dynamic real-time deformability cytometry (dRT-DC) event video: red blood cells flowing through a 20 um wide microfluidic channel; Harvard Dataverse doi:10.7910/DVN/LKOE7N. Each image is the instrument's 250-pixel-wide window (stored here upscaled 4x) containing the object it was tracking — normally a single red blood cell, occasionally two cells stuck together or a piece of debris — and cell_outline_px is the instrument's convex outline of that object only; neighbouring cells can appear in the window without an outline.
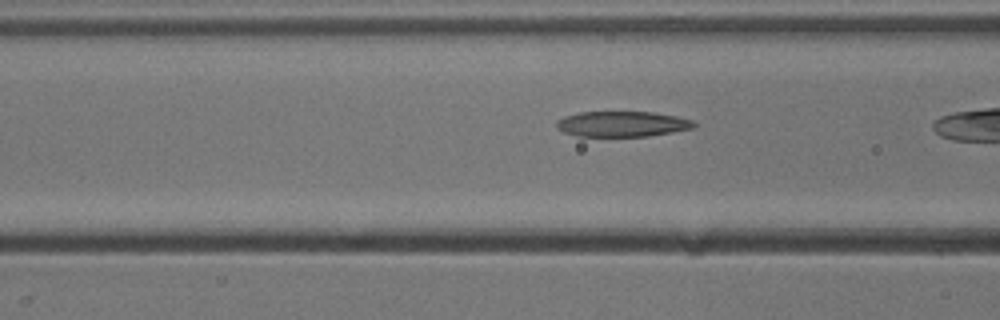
{"species": "common noctule bat (a hibernating species)", "species_latin": "Nyctalus noctula", "temperature_condition": "cold", "stored_images_in_passage": 21, "camera_frame_rate_fps": 3000, "um_per_image_px": 0.085, "animal": {"sex": "male", "body_mass_g": 13.3}, "frame": {"image": 1, "passage_image": 10, "time_ms": 3.0, "image_size_px": [1000, 320], "cell_outline_px": [[696, 124], [692, 128], [672, 132], [648, 136], [576, 136], [564, 132], [556, 128], [556, 120], [564, 116], [580, 112], [652, 112], [676, 116], [692, 120]], "centroid_in_image_um": [52.84, 10.54], "position_along_channel_um": 113.8, "area_um2": 20.35}}